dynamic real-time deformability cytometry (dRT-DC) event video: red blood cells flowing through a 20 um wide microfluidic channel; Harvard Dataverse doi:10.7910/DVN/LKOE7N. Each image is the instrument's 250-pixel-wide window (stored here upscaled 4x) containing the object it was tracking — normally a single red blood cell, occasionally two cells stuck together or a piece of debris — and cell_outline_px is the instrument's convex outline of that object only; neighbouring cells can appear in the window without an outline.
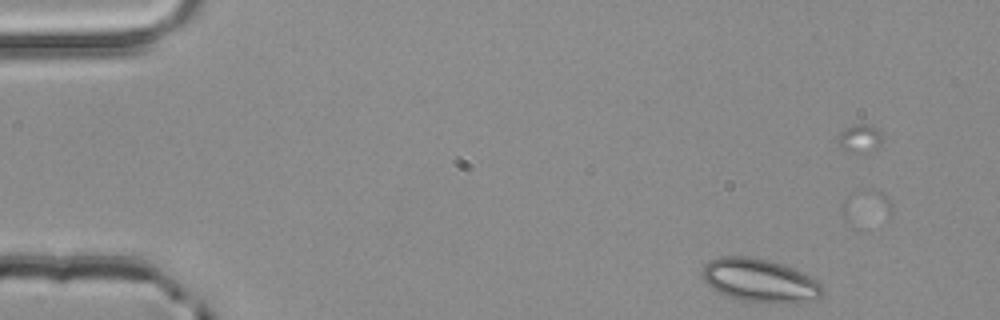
{"species": "common noctule bat (a hibernating species)", "species_latin": "Nyctalus noctula", "temperature_condition": "room temperature", "stored_images_in_passage": 4, "camera_frame_rate_fps": 3000, "um_per_image_px": 0.085, "animal": {"sex": "male", "body_mass_g": 20.4}, "frame": {"image": 1, "passage_image": 2, "time_ms": 0.333, "image_size_px": [1000, 320], "cell_outline_px": [[824, 292], [820, 300], [796, 304], [788, 304], [740, 300], [728, 296], [712, 288], [704, 280], [700, 272], [704, 264], [720, 256], [748, 256], [768, 260], [792, 268], [816, 280], [824, 288]], "centroid_in_image_um": [64.62, 23.87], "position_along_channel_um": 20.4, "area_um2": 30.63}}